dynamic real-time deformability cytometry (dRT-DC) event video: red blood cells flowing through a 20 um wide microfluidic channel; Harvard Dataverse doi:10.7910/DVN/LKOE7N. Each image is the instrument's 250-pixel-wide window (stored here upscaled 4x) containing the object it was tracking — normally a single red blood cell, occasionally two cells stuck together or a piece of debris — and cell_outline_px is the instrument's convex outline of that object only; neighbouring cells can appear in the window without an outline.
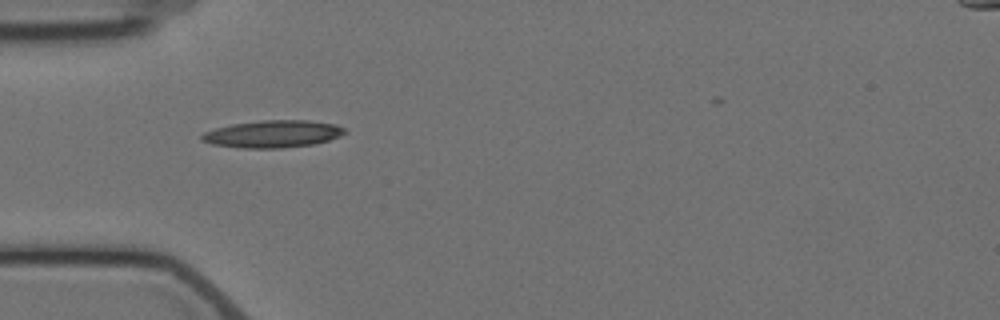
{"species": "Egyptian fruit bat (a non-hibernating species)", "species_latin": "Rousettus aegyptiacus", "temperature_condition": "cold", "stored_images_in_passage": 2, "camera_frame_rate_fps": 3000, "um_per_image_px": 0.085, "animal": {"sex": "female"}, "frame": {"image": 1, "passage_image": 2, "time_ms": 1.333, "image_size_px": [1000, 320], "cell_outline_px": [[348, 132], [340, 136], [328, 140], [312, 144], [280, 148], [244, 148], [212, 144], [200, 140], [200, 136], [204, 132], [216, 128], [232, 124], [260, 120], [308, 120], [336, 124], [344, 128]], "centroid_in_image_um": [23.19, 11.38], "position_along_channel_um": 61.8, "area_um2": 22.72}}